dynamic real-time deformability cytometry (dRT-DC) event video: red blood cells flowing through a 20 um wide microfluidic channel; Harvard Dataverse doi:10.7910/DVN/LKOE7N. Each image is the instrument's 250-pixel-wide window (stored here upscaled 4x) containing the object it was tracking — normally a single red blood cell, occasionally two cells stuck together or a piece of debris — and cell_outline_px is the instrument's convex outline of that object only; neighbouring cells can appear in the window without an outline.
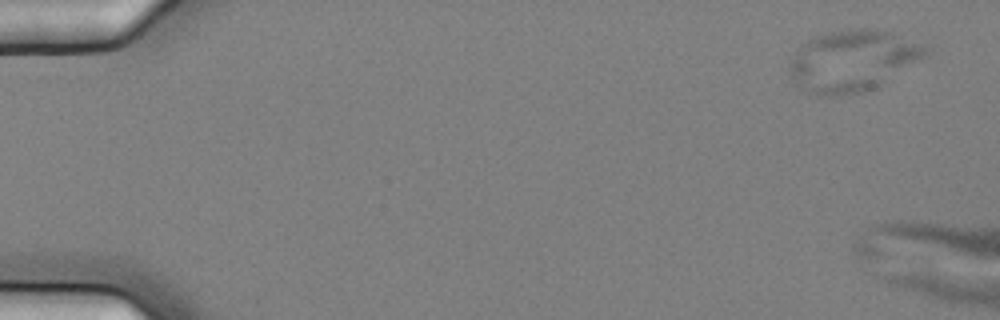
{"species": "common noctule bat (a hibernating species)", "species_latin": "Nyctalus noctula", "temperature_condition": "cold", "stored_images_in_passage": 5, "camera_frame_rate_fps": 3000, "um_per_image_px": 0.085, "animal": {"sex": "female", "body_mass_g": 25.1}, "frame": {"image": 1, "passage_image": 1, "time_ms": 0.0, "image_size_px": [1000, 320], "cell_outline_px": [[928, 52], [920, 60], [876, 88], [860, 92], [840, 96], [816, 96], [800, 88], [796, 84], [792, 76], [792, 56], [796, 48], [808, 40], [816, 36], [832, 32], [860, 28], [876, 28], [924, 44], [928, 48]], "centroid_in_image_um": [72.47, 5.18], "position_along_channel_um": 12.5, "area_um2": 48.26}}